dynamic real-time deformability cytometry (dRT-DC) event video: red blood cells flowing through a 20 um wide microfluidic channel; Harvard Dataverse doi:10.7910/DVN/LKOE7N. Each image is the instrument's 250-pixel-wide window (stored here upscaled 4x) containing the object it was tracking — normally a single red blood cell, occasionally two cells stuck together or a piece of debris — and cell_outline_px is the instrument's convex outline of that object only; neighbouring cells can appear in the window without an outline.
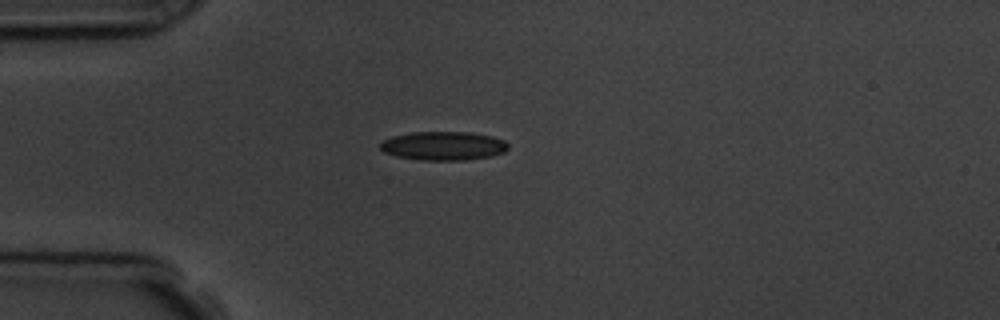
{"species": "common noctule bat (a hibernating species)", "species_latin": "Nyctalus noctula", "temperature_condition": "room temperature", "stored_images_in_passage": 6, "camera_frame_rate_fps": 3000, "um_per_image_px": 0.085, "animal": {"sex": "male", "body_mass_g": 19.5, "forearm_length_mm": 54.6}, "frame": {"image": 1, "passage_image": 2, "time_ms": 1.333, "image_size_px": [1000, 320], "cell_outline_px": [[508, 148], [504, 152], [492, 156], [464, 160], [420, 160], [396, 156], [384, 152], [380, 148], [380, 140], [392, 136], [412, 132], [472, 132], [492, 136], [504, 140], [508, 144]], "centroid_in_image_um": [37.68, 12.39], "position_along_channel_um": 47.3, "area_um2": 21.62}}